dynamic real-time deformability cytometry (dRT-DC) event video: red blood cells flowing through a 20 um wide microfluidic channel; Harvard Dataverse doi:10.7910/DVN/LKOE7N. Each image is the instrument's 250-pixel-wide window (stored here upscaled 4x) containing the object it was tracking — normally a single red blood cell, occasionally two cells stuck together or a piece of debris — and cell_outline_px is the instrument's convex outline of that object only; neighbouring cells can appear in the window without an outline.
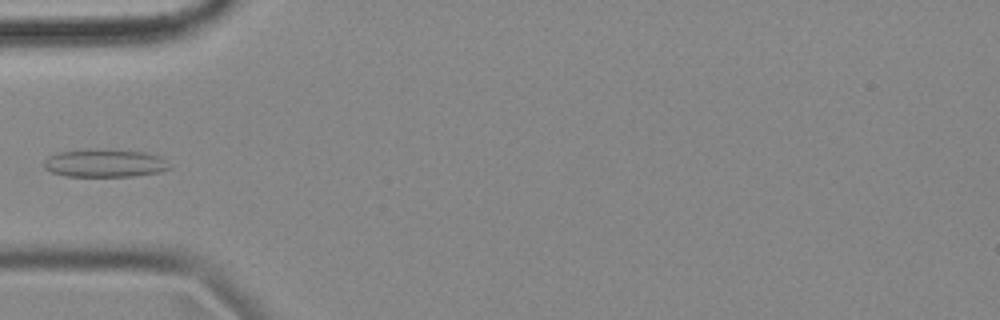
{"species": "common noctule bat (a hibernating species)", "species_latin": "Nyctalus noctula", "temperature_condition": "cold", "stored_images_in_passage": 5, "camera_frame_rate_fps": 3000, "um_per_image_px": 0.085, "animal": {"sex": "female", "body_mass_g": 18.4}, "frame": {"image": 1, "passage_image": 5, "time_ms": 1.333, "image_size_px": [1000, 320], "cell_outline_px": [[172, 168], [160, 172], [132, 176], [64, 176], [52, 172], [44, 168], [44, 160], [48, 156], [60, 152], [148, 152], [164, 156]], "centroid_in_image_um": [8.99, 13.92], "position_along_channel_um": 76.0, "area_um2": 19.59}}